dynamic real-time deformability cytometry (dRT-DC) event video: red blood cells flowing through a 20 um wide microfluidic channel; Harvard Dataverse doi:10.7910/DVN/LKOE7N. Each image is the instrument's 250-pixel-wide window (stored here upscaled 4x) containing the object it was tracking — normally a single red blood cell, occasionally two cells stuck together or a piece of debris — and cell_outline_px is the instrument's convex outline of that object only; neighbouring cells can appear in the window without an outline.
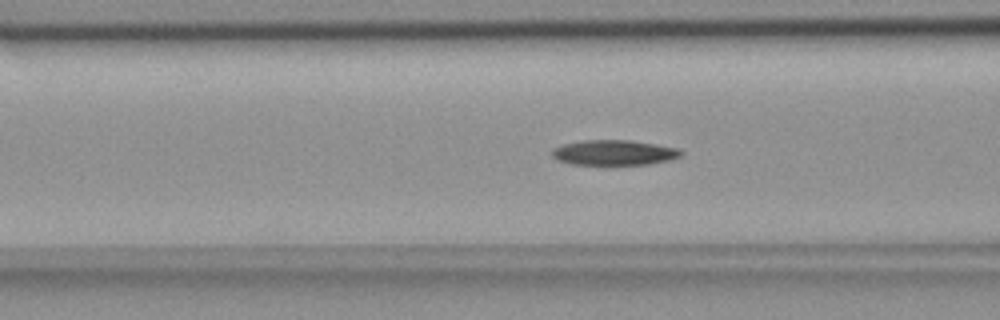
{"species": "common noctule bat (a hibernating species)", "species_latin": "Nyctalus noctula", "temperature_condition": "room temperature", "stored_images_in_passage": 54, "camera_frame_rate_fps": 3000, "um_per_image_px": 0.085, "animal": {"sex": "female", "body_mass_g": 18.4}, "frame": {"image": 1, "passage_image": 20, "time_ms": 6.333, "image_size_px": [1000, 320], "cell_outline_px": [[684, 152], [680, 156], [668, 160], [648, 164], [572, 164], [556, 160], [552, 156], [552, 148], [564, 144], [580, 140], [632, 140], [656, 144], [676, 148]], "centroid_in_image_um": [52.16, 12.96], "position_along_channel_um": 114.4, "area_um2": 18.84}}
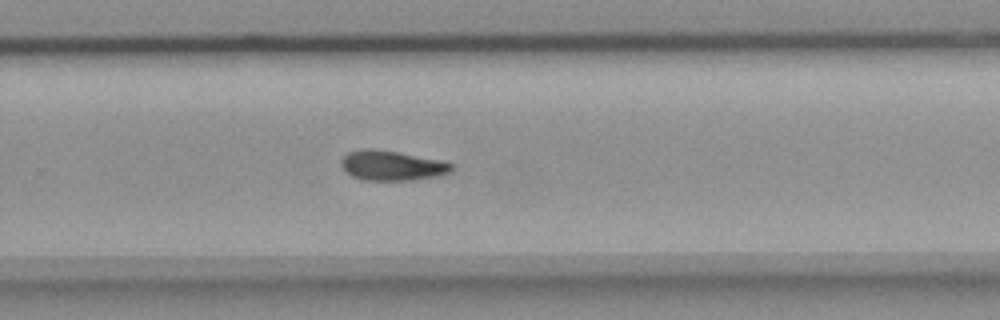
{"frame": {"image": 2, "passage_image": 35, "time_ms": 11.333, "image_size_px": [1000, 320], "cell_outline_px": [[456, 168], [452, 172], [436, 176], [412, 180], [364, 180], [352, 176], [340, 164], [340, 160], [348, 152], [360, 148], [372, 148], [396, 152], [440, 160], [452, 164]], "centroid_in_image_um": [33.31, 14.07], "position_along_channel_um": 296.5, "area_um2": 19.19}}
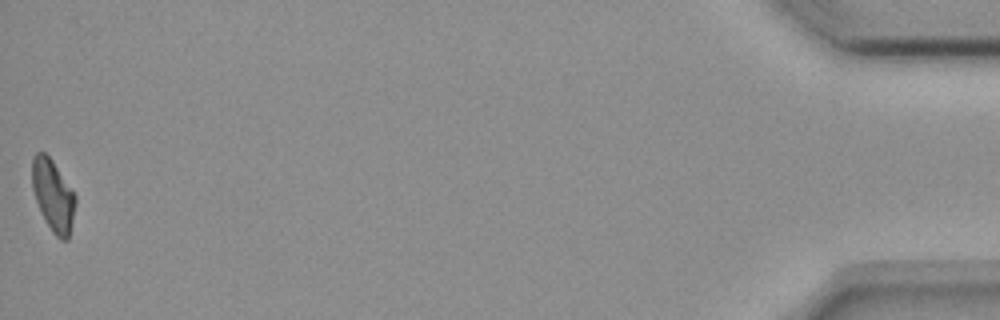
{"frame": {"image": 3, "passage_image": 54, "time_ms": 17.667, "image_size_px": [1000, 320], "cell_outline_px": [[76, 204], [68, 240], [60, 240], [52, 232], [44, 220], [36, 200], [32, 188], [32, 156], [36, 152], [44, 152], [52, 160], [76, 196]], "centroid_in_image_um": [4.5, 16.63], "position_along_channel_um": 430.7, "area_um2": 18.03}, "authors_computed_cell_mechanics": {"area_um2": 19.1318, "velocity_mm_per_s": 3.6517, "shape_relaxation_time_tau1_ms": 6.5663, "shape_relaxation_time_tau2_ms": null, "deformation_change_tau1": 0.1633, "deformation_change_tau2": null}}